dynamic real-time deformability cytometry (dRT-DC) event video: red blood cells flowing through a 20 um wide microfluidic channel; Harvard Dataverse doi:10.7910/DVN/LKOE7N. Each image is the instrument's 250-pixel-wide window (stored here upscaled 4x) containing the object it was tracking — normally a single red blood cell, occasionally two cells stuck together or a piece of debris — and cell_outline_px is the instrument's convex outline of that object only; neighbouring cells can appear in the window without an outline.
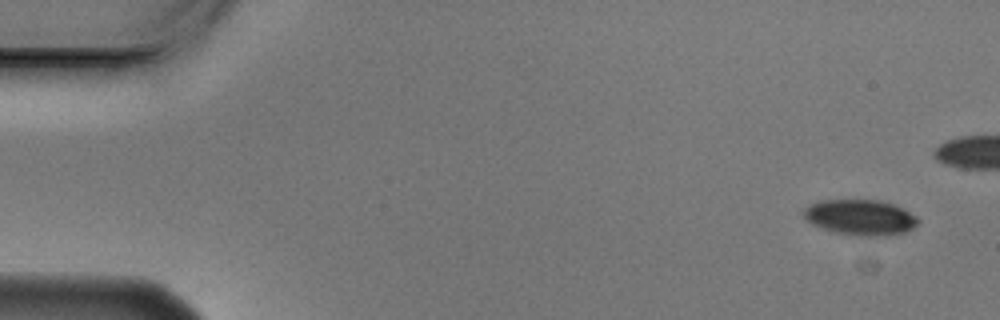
{"species": "Egyptian fruit bat (a non-hibernating species)", "species_latin": "Rousettus aegyptiacus", "temperature_condition": "cold", "stored_images_in_passage": 5, "camera_frame_rate_fps": 3000, "um_per_image_px": 0.085, "animal": {"sex": "male"}, "frame": {"image": 1, "passage_image": 1, "time_ms": 0.0, "image_size_px": [1000, 320], "cell_outline_px": [[920, 220], [912, 228], [904, 232], [888, 236], [856, 236], [836, 232], [812, 224], [804, 216], [804, 208], [808, 204], [824, 200], [880, 200], [896, 204], [904, 208], [916, 216]], "centroid_in_image_um": [73.16, 18.47], "position_along_channel_um": 11.8, "area_um2": 23.76}}
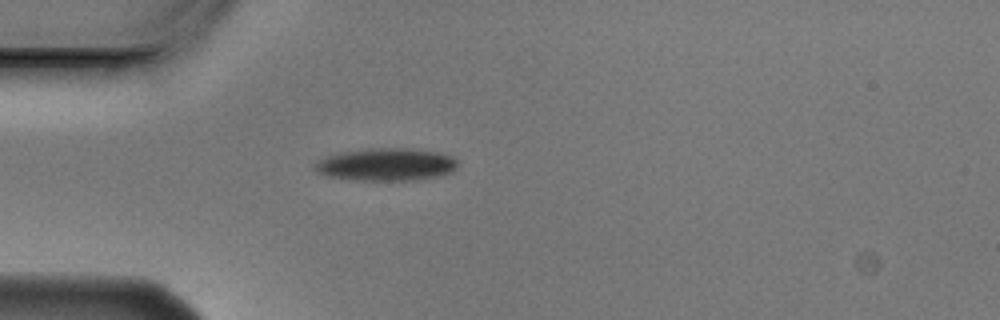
{"frame": {"image": 2, "passage_image": 5, "time_ms": 1.333, "image_size_px": [1000, 320], "cell_outline_px": [[456, 168], [452, 172], [444, 176], [416, 180], [348, 180], [328, 176], [316, 172], [312, 168], [320, 160], [328, 156], [340, 152], [372, 148], [400, 148], [440, 152], [452, 156], [456, 160]], "centroid_in_image_um": [32.85, 14.0], "position_along_channel_um": 52.2, "area_um2": 27.28}}